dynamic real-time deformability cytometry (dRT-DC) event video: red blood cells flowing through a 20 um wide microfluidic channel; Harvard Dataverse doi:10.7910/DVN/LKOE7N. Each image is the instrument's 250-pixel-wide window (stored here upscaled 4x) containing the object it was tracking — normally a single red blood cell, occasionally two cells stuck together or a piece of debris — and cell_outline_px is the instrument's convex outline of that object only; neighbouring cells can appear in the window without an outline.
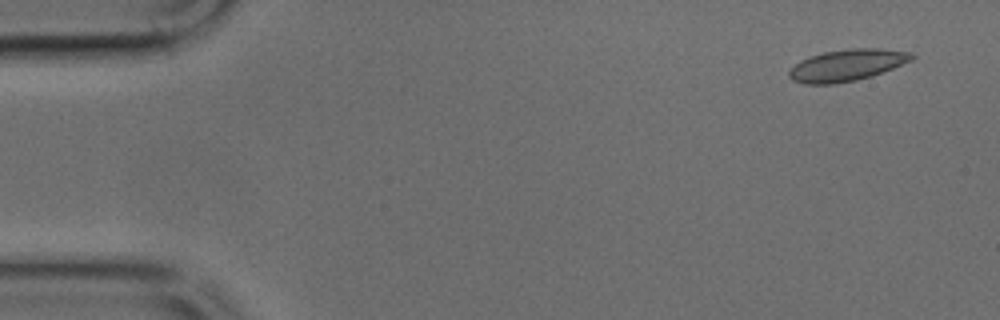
{"species": "common noctule bat (a hibernating species)", "species_latin": "Nyctalus noctula", "temperature_condition": "cold", "stored_images_in_passage": 47, "camera_frame_rate_fps": 3000, "um_per_image_px": 0.085, "animal": {"sex": "male", "body_mass_g": 17.9, "forearm_length_mm": 54.2}, "frame": {"image": 1, "passage_image": 2, "time_ms": 0.333, "image_size_px": [1000, 320], "cell_outline_px": [[916, 56], [912, 60], [872, 76], [856, 80], [832, 84], [804, 84], [792, 80], [788, 76], [788, 72], [800, 60], [824, 52], [852, 48], [876, 48], [912, 52]], "centroid_in_image_um": [71.99, 5.54], "position_along_channel_um": 13.0, "area_um2": 22.48}}
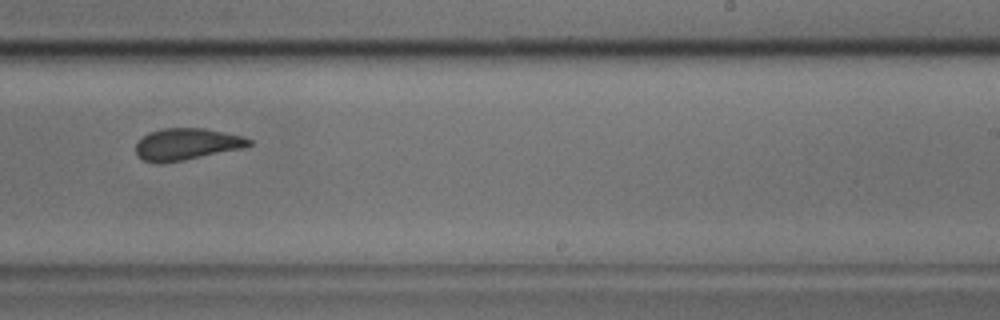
{"frame": {"image": 2, "passage_image": 29, "time_ms": 9.333, "image_size_px": [1000, 320], "cell_outline_px": [[252, 144], [244, 148], [160, 164], [144, 160], [136, 156], [136, 144], [148, 132], [164, 128], [204, 128], [244, 136], [252, 140]], "centroid_in_image_um": [15.87, 12.25], "position_along_channel_um": 273.1, "area_um2": 20.87}}
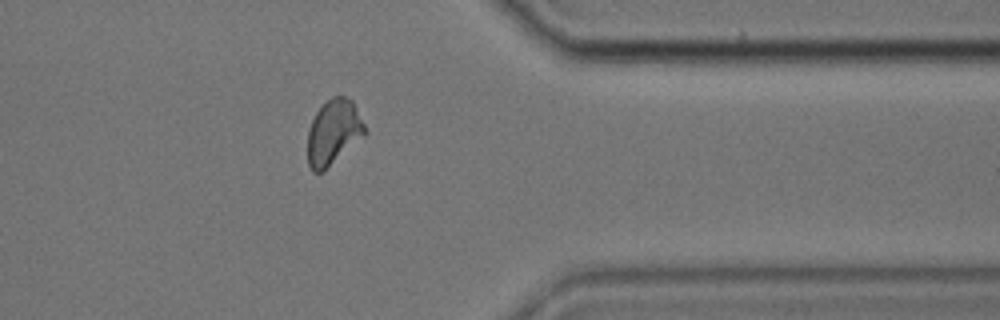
{"frame": {"image": 3, "passage_image": 38, "time_ms": 12.333, "image_size_px": [1000, 320], "cell_outline_px": [[368, 132], [324, 172], [312, 172], [308, 164], [308, 128], [316, 112], [332, 96], [344, 96], [352, 100]], "centroid_in_image_um": [28.34, 11.27], "position_along_channel_um": 383.1, "area_um2": 21.73}}